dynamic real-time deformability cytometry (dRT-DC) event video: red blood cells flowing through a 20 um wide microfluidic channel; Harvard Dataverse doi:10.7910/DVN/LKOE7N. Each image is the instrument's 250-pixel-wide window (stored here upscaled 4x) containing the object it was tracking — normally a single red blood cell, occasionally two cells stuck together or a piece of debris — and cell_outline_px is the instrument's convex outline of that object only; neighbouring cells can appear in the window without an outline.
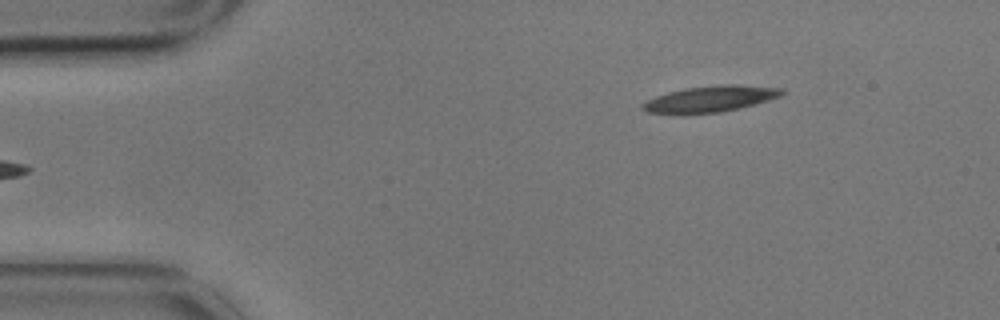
{"species": "common noctule bat (a hibernating species)", "species_latin": "Nyctalus noctula", "temperature_condition": "cold", "stored_images_in_passage": 4, "segment_of_instrument_passage": [2, 2], "camera_frame_rate_fps": 3000, "um_per_image_px": 0.085, "animal": {"sex": "male", "body_mass_g": 17.9}, "frame": {"image": 1, "passage_image": 4, "time_ms": 1.0, "image_size_px": [1000, 320], "cell_outline_px": [[784, 92], [780, 96], [768, 100], [720, 112], [684, 116], [676, 116], [648, 112], [640, 108], [640, 104], [656, 96], [668, 92], [684, 88], [720, 84], [736, 84], [784, 88]], "centroid_in_image_um": [60.27, 8.43], "position_along_channel_um": 24.7, "area_um2": 21.73}}